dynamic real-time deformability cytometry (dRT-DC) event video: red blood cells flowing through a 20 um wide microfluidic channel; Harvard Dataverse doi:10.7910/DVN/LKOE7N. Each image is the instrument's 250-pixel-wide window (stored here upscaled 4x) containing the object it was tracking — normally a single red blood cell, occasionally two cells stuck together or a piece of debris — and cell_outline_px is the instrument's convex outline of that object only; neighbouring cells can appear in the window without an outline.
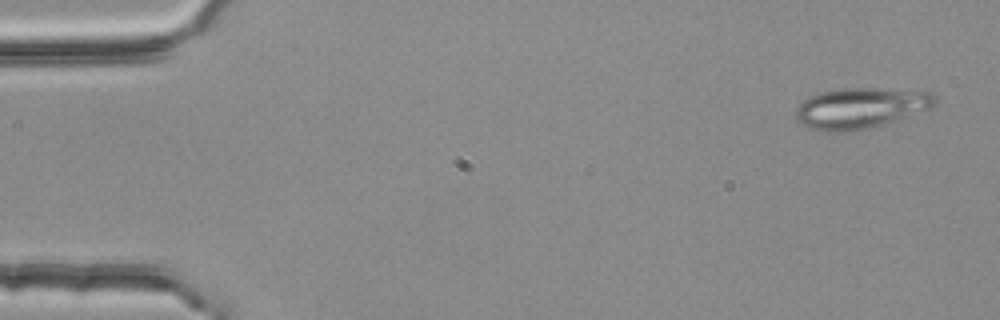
{"species": "common noctule bat (a hibernating species)", "species_latin": "Nyctalus noctula", "temperature_condition": "room temperature", "stored_images_in_passage": 4, "camera_frame_rate_fps": 3000, "um_per_image_px": 0.085, "animal": {"sex": "female", "body_mass_g": 25.1}, "frame": {"image": 1, "passage_image": 1, "time_ms": 0.0, "image_size_px": [1000, 320], "cell_outline_px": [[936, 104], [932, 108], [868, 128], [848, 132], [820, 132], [808, 128], [796, 120], [796, 108], [804, 100], [820, 92], [836, 88], [924, 88], [936, 96]], "centroid_in_image_um": [73.19, 9.15], "position_along_channel_um": 11.8, "area_um2": 33.7}}